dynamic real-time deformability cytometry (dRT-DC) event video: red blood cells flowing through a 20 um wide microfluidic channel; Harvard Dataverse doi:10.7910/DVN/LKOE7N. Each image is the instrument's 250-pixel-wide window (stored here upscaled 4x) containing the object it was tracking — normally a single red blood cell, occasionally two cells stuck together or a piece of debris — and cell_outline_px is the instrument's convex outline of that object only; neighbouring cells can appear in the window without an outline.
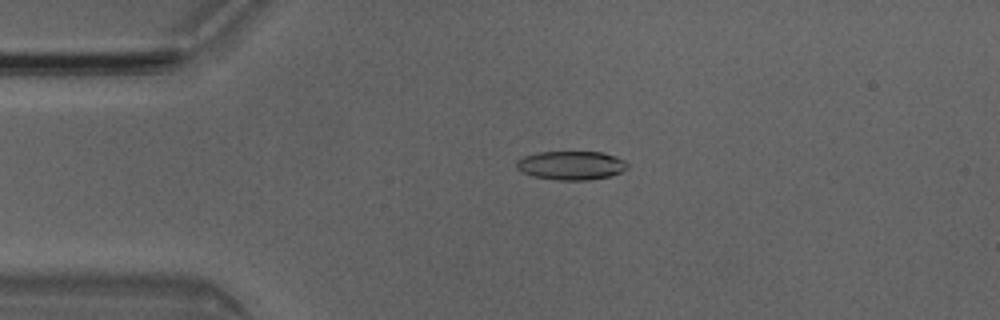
{"species": "Egyptian fruit bat (a non-hibernating species)", "species_latin": "Rousettus aegyptiacus", "temperature_condition": "room temperature", "stored_images_in_passage": 5, "camera_frame_rate_fps": 3000, "um_per_image_px": 0.085, "animal": {"sex": "male"}, "frame": {"image": 1, "passage_image": 3, "time_ms": 0.667, "image_size_px": [1000, 320], "cell_outline_px": [[628, 168], [620, 172], [608, 176], [588, 180], [556, 180], [532, 176], [516, 168], [516, 160], [524, 156], [536, 152], [600, 152], [616, 156], [624, 160], [628, 164]], "centroid_in_image_um": [48.53, 14.05], "position_along_channel_um": 36.5, "area_um2": 18.61}}